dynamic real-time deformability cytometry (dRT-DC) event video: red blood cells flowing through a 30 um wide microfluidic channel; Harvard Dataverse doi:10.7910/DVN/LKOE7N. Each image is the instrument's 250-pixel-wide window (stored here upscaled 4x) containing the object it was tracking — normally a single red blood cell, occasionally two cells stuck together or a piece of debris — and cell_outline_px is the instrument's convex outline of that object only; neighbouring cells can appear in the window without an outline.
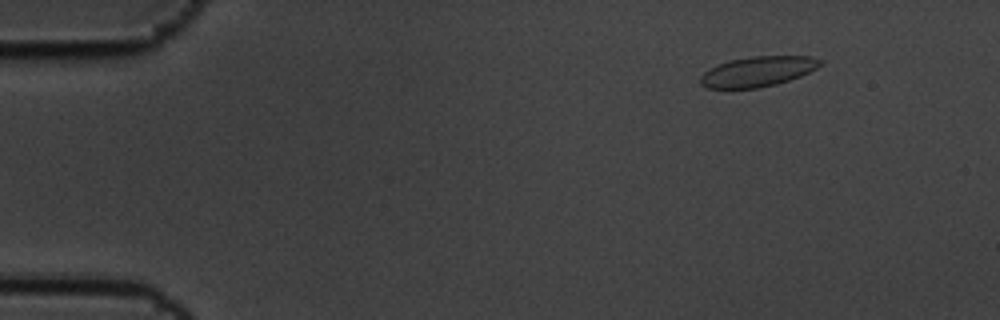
{"species": "common noctule bat (a hibernating species)", "species_latin": "Nyctalus noctula", "temperature_condition": "cold", "stored_images_in_passage": 6, "camera_frame_rate_fps": 3000, "um_per_image_px": 0.085, "animal": {"sex": "male", "body_mass_g": 19.5, "forearm_length_mm": 54.6}, "frame": {"image": 1, "passage_image": 6, "time_ms": 1.667, "image_size_px": [1000, 320], "cell_outline_px": [[824, 60], [816, 68], [800, 76], [776, 84], [756, 88], [708, 88], [700, 84], [700, 76], [704, 72], [728, 60], [752, 56], [808, 56]], "centroid_in_image_um": [64.4, 6.07], "position_along_channel_um": 20.6, "area_um2": 20.81}}